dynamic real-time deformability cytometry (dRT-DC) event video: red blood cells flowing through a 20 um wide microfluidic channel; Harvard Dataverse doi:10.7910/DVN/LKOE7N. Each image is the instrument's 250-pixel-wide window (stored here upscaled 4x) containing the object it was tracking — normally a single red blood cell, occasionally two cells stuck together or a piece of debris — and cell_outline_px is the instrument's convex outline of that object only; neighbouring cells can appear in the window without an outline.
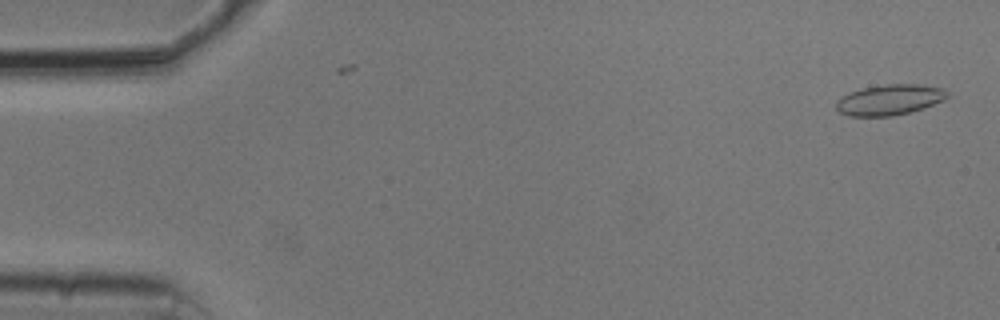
{"species": "common noctule bat (a hibernating species)", "species_latin": "Nyctalus noctula", "temperature_condition": "cold", "stored_images_in_passage": 3, "camera_frame_rate_fps": 3000, "um_per_image_px": 0.085, "animal": {"sex": "male", "body_mass_g": 20.5, "forearm_length_mm": 52.5}, "frame": {"image": 1, "passage_image": 1, "time_ms": 0.0, "image_size_px": [1000, 320], "cell_outline_px": [[948, 96], [944, 100], [924, 108], [892, 116], [848, 116], [840, 112], [836, 108], [836, 100], [852, 92], [864, 88], [884, 84], [916, 84], [944, 88], [948, 92]], "centroid_in_image_um": [75.64, 8.48], "position_along_channel_um": 9.4, "area_um2": 19.65}}